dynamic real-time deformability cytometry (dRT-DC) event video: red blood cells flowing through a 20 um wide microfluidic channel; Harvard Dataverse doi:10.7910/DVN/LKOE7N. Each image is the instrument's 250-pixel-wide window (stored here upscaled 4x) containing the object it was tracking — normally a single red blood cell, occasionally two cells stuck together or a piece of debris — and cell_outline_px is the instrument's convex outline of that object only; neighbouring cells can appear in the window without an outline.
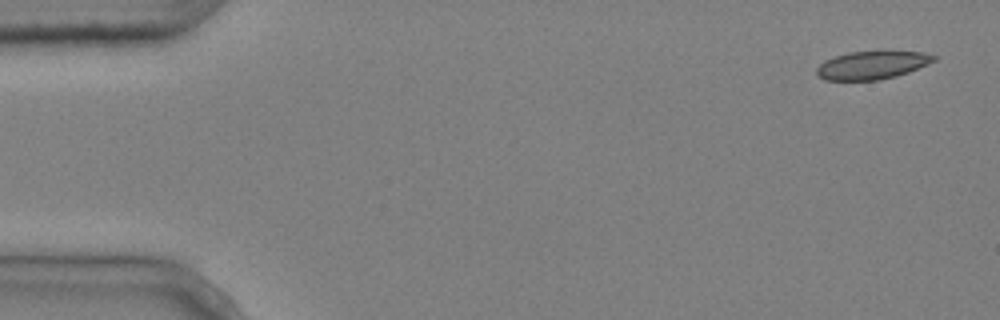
{"species": "common noctule bat (a hibernating species)", "species_latin": "Nyctalus noctula", "temperature_condition": "cold", "stored_images_in_passage": 6, "camera_frame_rate_fps": 3000, "um_per_image_px": 0.085, "animal": {"sex": "male", "body_mass_g": 20.4}, "frame": {"image": 1, "passage_image": 1, "time_ms": 0.0, "image_size_px": [1000, 320], "cell_outline_px": [[936, 60], [928, 64], [908, 72], [896, 76], [880, 80], [824, 80], [816, 76], [816, 68], [824, 60], [848, 52], [924, 52], [936, 56]], "centroid_in_image_um": [74.09, 5.55], "position_along_channel_um": 10.9, "area_um2": 19.07}}
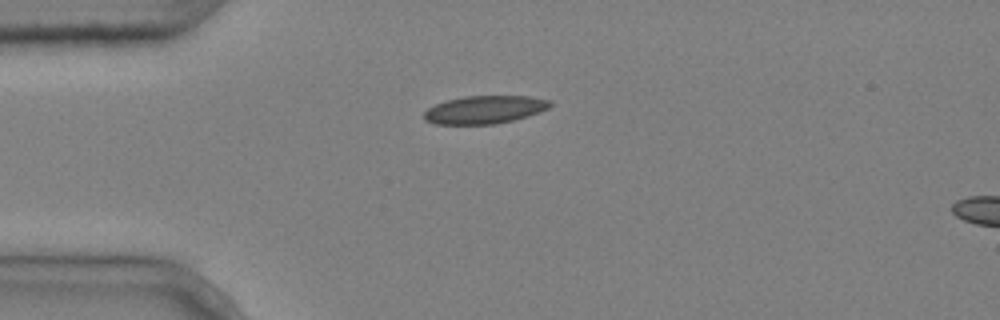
{"frame": {"image": 2, "passage_image": 4, "time_ms": 1.0, "image_size_px": [1000, 320], "cell_outline_px": [[552, 104], [548, 108], [540, 112], [528, 116], [496, 124], [436, 124], [424, 120], [424, 112], [428, 108], [436, 104], [448, 100], [464, 96], [528, 96], [552, 100]], "centroid_in_image_um": [41.21, 9.32], "position_along_channel_um": 43.8, "area_um2": 20.52}}